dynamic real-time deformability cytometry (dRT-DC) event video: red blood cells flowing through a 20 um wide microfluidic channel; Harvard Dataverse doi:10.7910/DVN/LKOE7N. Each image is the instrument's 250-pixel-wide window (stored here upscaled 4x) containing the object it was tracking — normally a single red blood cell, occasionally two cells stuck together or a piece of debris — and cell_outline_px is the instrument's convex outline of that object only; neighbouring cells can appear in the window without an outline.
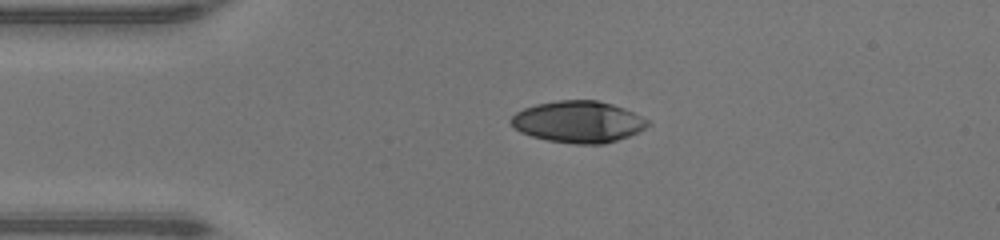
{"species": "human", "species_latin": "Homo sapiens", "temperature_condition": "warm", "stored_images_in_passage": 38, "camera_frame_rate_fps": 3000, "um_per_image_px": 0.085, "donor": {"sex": "male"}, "frame": {"image": 1, "passage_image": 1, "time_ms": 0.0, "image_size_px": [1000, 240], "cell_outline_px": [[652, 124], [640, 132], [604, 144], [576, 144], [548, 140], [532, 136], [520, 132], [512, 128], [508, 120], [516, 112], [524, 108], [536, 104], [556, 100], [596, 100], [612, 104], [624, 108], [648, 120]], "centroid_in_image_um": [49.13, 10.35], "position_along_channel_um": 35.9, "area_um2": 33.35}}
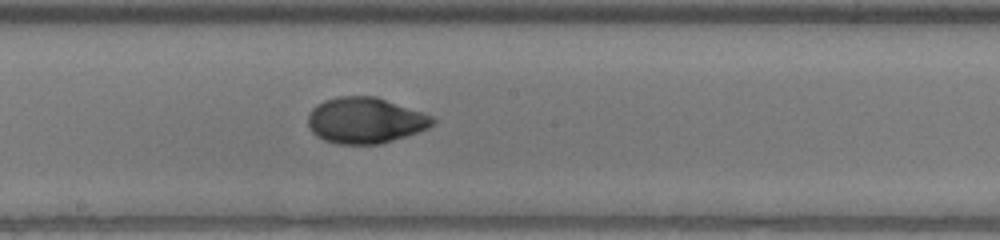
{"frame": {"image": 2, "passage_image": 16, "time_ms": 5.0, "image_size_px": [1000, 240], "cell_outline_px": [[436, 124], [428, 128], [380, 144], [336, 144], [324, 140], [316, 136], [308, 128], [308, 116], [312, 108], [316, 104], [324, 100], [340, 96], [376, 96], [432, 116], [436, 120]], "centroid_in_image_um": [31.01, 10.23], "position_along_channel_um": 217.2, "area_um2": 33.35}}
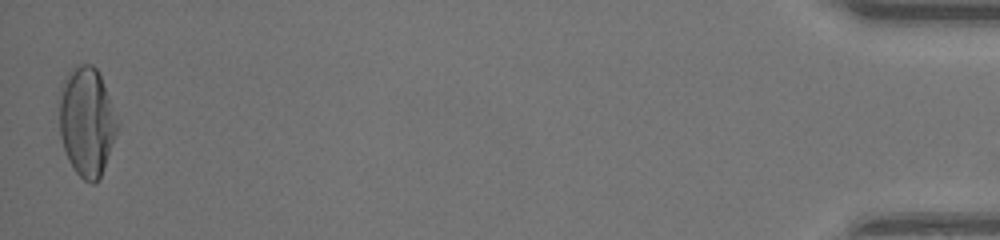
{"frame": {"image": 3, "passage_image": 38, "time_ms": 12.333, "image_size_px": [1000, 240], "cell_outline_px": [[120, 124], [100, 176], [92, 184], [84, 180], [76, 172], [68, 160], [60, 136], [60, 88], [68, 72], [76, 64], [92, 64], [96, 68], [100, 76]], "centroid_in_image_um": [7.37, 10.31], "position_along_channel_um": 427.8, "area_um2": 36.53}, "authors_computed_cell_mechanics": {"area_um2": 33.4373, "velocity_mm_per_s": 4.2953, "shape_relaxation_time_tau1_ms": 4.9192, "shape_relaxation_time_tau2_ms": 0.8606, "deformation_change_tau1": 0.2595, "deformation_change_tau2": 0.0392}}